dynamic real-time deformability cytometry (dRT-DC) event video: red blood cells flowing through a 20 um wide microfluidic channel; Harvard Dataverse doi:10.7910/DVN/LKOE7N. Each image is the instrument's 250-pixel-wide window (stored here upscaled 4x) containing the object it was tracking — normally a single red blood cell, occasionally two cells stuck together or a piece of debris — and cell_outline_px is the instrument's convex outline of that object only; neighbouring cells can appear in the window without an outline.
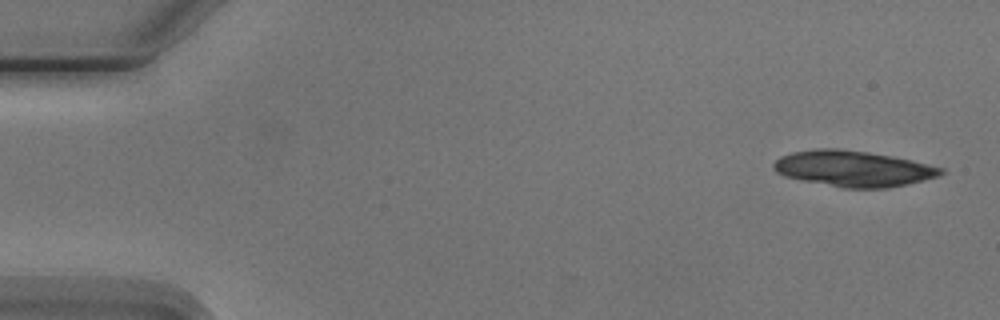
{"species": "Egyptian fruit bat (a non-hibernating species)", "species_latin": "Rousettus aegyptiacus", "temperature_condition": "cold", "stored_images_in_passage": 4, "camera_frame_rate_fps": 3000, "um_per_image_px": 0.085, "animal": {"sex": "male"}, "frame": {"image": 1, "passage_image": 1, "time_ms": 0.0, "image_size_px": [1000, 320], "cell_outline_px": [[944, 172], [940, 176], [904, 184], [884, 188], [844, 188], [784, 176], [776, 172], [772, 164], [780, 156], [792, 152], [816, 148], [840, 148], [868, 152], [892, 156], [912, 160], [944, 168]], "centroid_in_image_um": [72.51, 14.31], "position_along_channel_um": 12.5, "area_um2": 34.8}}